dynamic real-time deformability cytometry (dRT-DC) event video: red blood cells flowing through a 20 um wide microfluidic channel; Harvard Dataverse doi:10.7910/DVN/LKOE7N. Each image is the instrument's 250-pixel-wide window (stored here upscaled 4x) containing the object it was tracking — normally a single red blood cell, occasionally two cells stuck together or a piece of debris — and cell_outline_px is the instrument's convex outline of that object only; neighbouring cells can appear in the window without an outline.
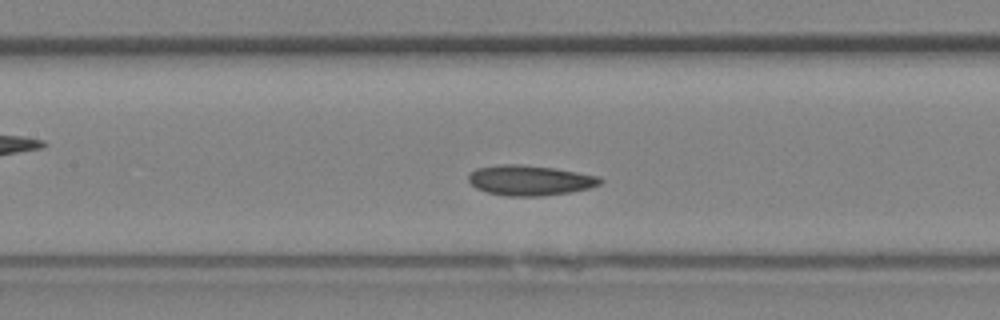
{"species": "Egyptian fruit bat (a non-hibernating species)", "species_latin": "Rousettus aegyptiacus", "temperature_condition": "room temperature", "stored_images_in_passage": 25, "camera_frame_rate_fps": 3000, "um_per_image_px": 0.085, "animal": {"sex": "female"}, "frame": {"image": 1, "passage_image": 11, "time_ms": 3.333, "image_size_px": [1000, 320], "cell_outline_px": [[604, 180], [600, 184], [588, 188], [572, 192], [540, 196], [504, 196], [488, 192], [476, 188], [468, 180], [468, 176], [476, 168], [500, 164], [520, 164], [556, 168], [600, 176]], "centroid_in_image_um": [45.06, 15.32], "position_along_channel_um": 162.3, "area_um2": 23.29}}